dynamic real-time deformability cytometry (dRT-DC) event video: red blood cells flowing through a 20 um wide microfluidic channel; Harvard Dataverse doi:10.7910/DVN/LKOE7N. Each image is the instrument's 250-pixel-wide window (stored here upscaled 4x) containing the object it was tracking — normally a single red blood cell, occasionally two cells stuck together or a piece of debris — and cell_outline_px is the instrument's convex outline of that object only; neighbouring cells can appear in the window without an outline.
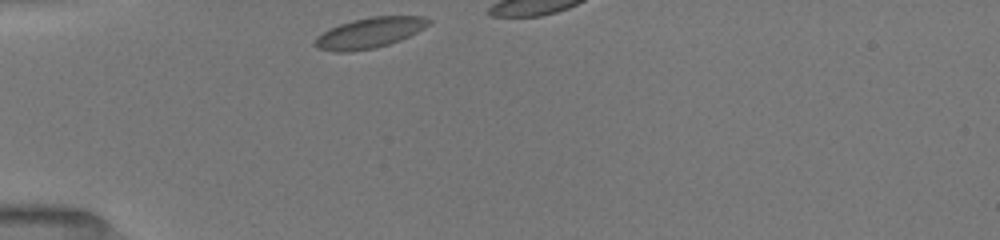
{"species": "common noctule bat (a hibernating species)", "species_latin": "Nyctalus noctula", "temperature_condition": "room temperature", "stored_images_in_passage": 10, "camera_frame_rate_fps": 3000, "um_per_image_px": 0.085, "animal": {"sex": "female", "body_mass_g": 19.5, "forearm_length_mm": 54.1}, "frame": {"image": 1, "passage_image": 1, "time_ms": 0.0, "image_size_px": [1000, 240], "cell_outline_px": [[432, 20], [424, 28], [400, 40], [376, 48], [348, 52], [332, 52], [316, 48], [316, 36], [328, 28], [352, 20], [372, 16], [424, 16]], "centroid_in_image_um": [31.38, 2.79], "position_along_channel_um": 53.6, "area_um2": 20.23}}
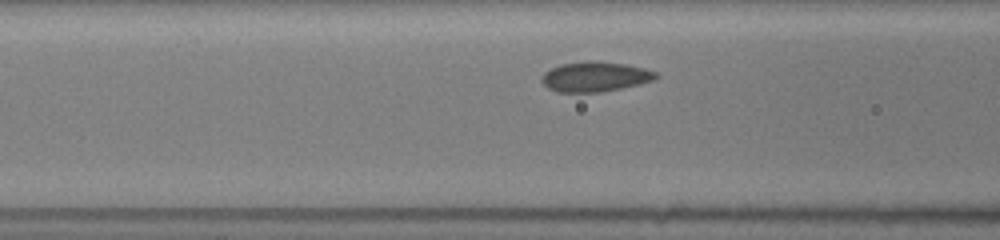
{"frame": {"image": 2, "passage_image": 8, "time_ms": 2.0, "image_size_px": [1000, 240], "cell_outline_px": [[660, 76], [656, 80], [640, 84], [600, 92], [556, 92], [548, 88], [540, 80], [544, 72], [560, 64], [588, 60], [592, 60], [628, 64], [644, 68], [656, 72]], "centroid_in_image_um": [50.6, 6.51], "position_along_channel_um": 116.0, "area_um2": 20.17}}